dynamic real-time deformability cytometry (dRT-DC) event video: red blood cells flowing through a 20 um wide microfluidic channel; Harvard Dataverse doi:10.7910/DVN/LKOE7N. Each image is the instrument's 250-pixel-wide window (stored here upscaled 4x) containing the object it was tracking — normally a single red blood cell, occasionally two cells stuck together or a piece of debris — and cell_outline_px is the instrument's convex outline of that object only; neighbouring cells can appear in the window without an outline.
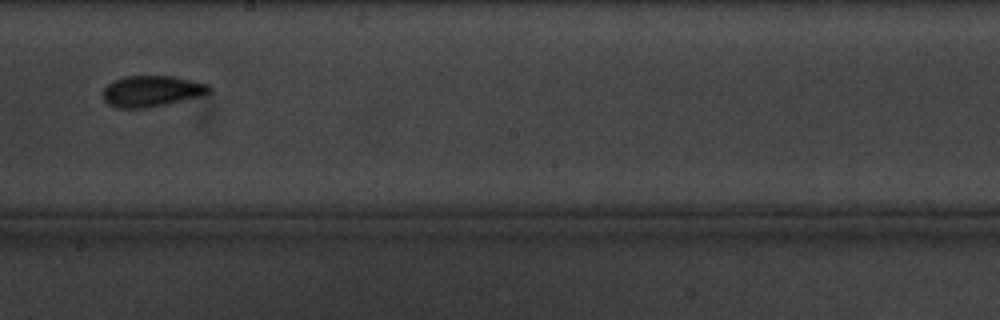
{"species": "common noctule bat (a hibernating species)", "species_latin": "Nyctalus noctula", "temperature_condition": "cold", "stored_images_in_passage": 13, "camera_frame_rate_fps": 3000, "um_per_image_px": 0.085, "animal": {"sex": "male", "body_mass_g": 20.1, "forearm_length_mm": 53.5}, "frame": {"image": 1, "passage_image": 6, "time_ms": 6.0, "image_size_px": [1000, 320], "cell_outline_px": [[212, 92], [204, 96], [144, 108], [116, 108], [108, 104], [104, 100], [104, 88], [112, 80], [124, 76], [172, 76], [208, 84], [212, 88]], "centroid_in_image_um": [12.91, 7.74], "position_along_channel_um": 235.3, "area_um2": 19.31}}
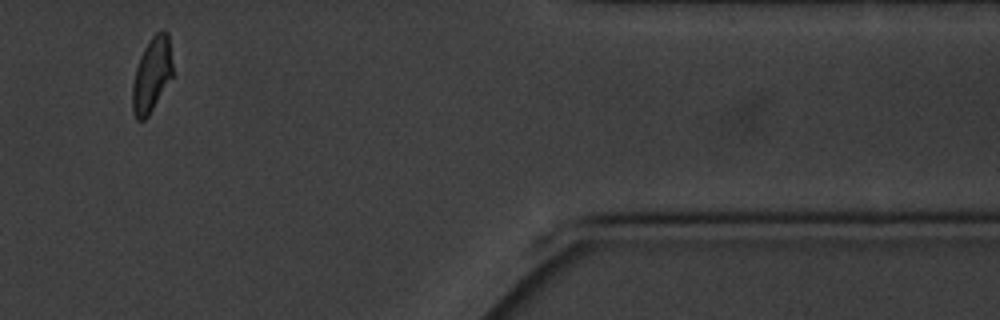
{"frame": {"image": 2, "passage_image": 11, "time_ms": 12.0, "image_size_px": [1000, 320], "cell_outline_px": [[172, 76], [148, 116], [144, 120], [136, 120], [132, 112], [132, 84], [136, 68], [140, 56], [144, 48], [152, 36], [160, 28], [164, 28], [168, 32], [172, 64]], "centroid_in_image_um": [12.89, 6.33], "position_along_channel_um": 398.5, "area_um2": 17.51}, "authors_computed_cell_mechanics": {"area_um2": 18.3804, "velocity_mm_per_s": 3.3401, "shape_relaxation_time_tau1_ms": 3.2604, "shape_relaxation_time_tau2_ms": 2.6266, "deformation_change_tau1": 0.1273, "deformation_change_tau2": 0.0825}}